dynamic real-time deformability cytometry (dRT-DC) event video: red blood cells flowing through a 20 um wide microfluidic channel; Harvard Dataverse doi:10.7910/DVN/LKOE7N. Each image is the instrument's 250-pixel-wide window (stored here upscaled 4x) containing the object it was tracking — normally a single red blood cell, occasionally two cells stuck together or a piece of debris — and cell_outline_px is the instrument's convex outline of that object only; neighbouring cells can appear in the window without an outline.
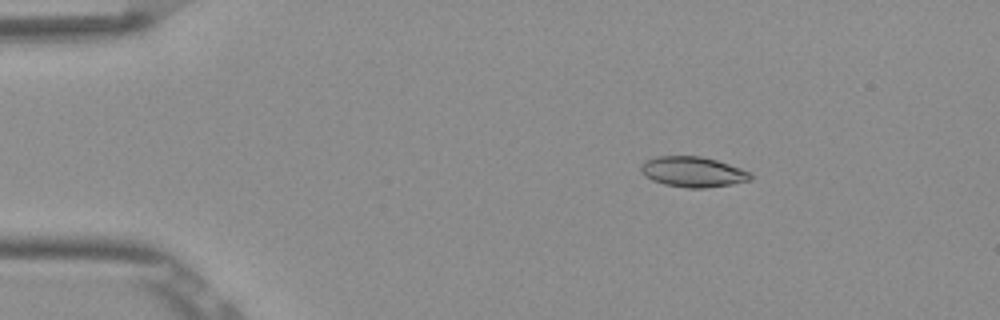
{"species": "Egyptian fruit bat (a non-hibernating species)", "species_latin": "Rousettus aegyptiacus", "temperature_condition": "room temperature", "stored_images_in_passage": 53, "camera_frame_rate_fps": 3000, "um_per_image_px": 0.085, "frame": {"image": 1, "passage_image": 9, "time_ms": 2.667, "image_size_px": [1000, 320], "cell_outline_px": [[752, 180], [732, 184], [704, 188], [688, 188], [664, 184], [652, 180], [644, 176], [640, 172], [640, 164], [644, 160], [656, 156], [700, 156], [716, 160], [752, 172]], "centroid_in_image_um": [58.87, 14.6], "position_along_channel_um": 26.1, "area_um2": 19.59}}
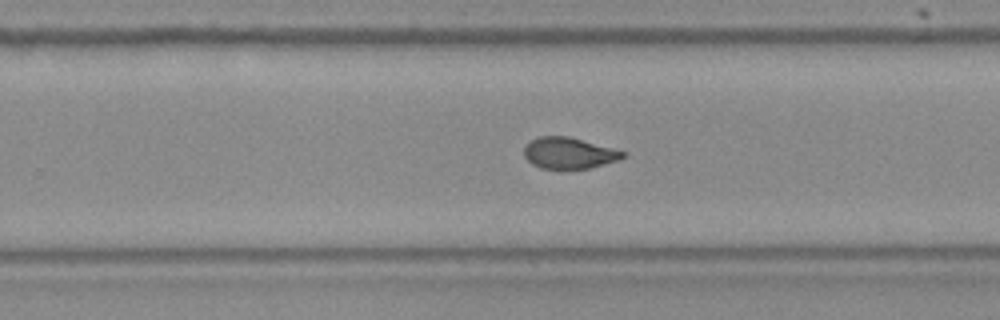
{"frame": {"image": 2, "passage_image": 34, "time_ms": 11.0, "image_size_px": [1000, 320], "cell_outline_px": [[628, 156], [620, 160], [588, 168], [540, 168], [532, 164], [524, 156], [524, 148], [532, 140], [540, 136], [568, 136], [628, 152]], "centroid_in_image_um": [48.41, 13.01], "position_along_channel_um": 281.4, "area_um2": 17.92}}
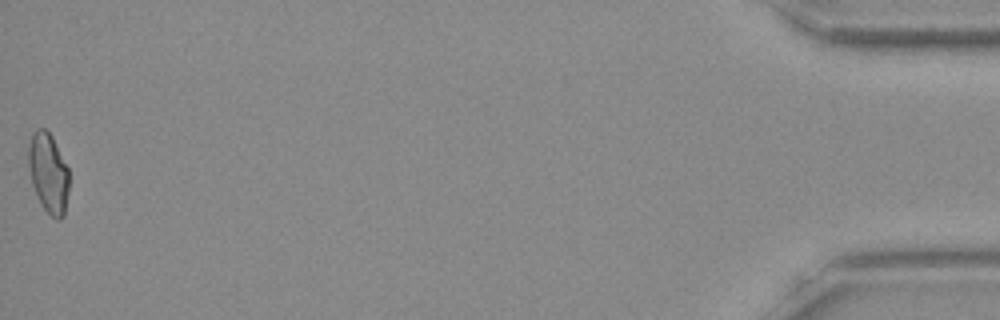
{"frame": {"image": 3, "passage_image": 53, "time_ms": 17.333, "image_size_px": [1000, 320], "cell_outline_px": [[68, 192], [64, 216], [60, 220], [56, 220], [40, 204], [32, 184], [28, 164], [28, 144], [32, 132], [36, 128], [44, 128], [52, 136], [68, 168]], "centroid_in_image_um": [4.1, 14.69], "position_along_channel_um": 431.1, "area_um2": 18.96}, "authors_computed_cell_mechanics": {"area_um2": 18.9584, "velocity_mm_per_s": 3.8852, "shape_relaxation_time_tau1_ms": null, "shape_relaxation_time_tau2_ms": 2.2114, "deformation_change_tau1": null, "deformation_change_tau2": 0.0557}}